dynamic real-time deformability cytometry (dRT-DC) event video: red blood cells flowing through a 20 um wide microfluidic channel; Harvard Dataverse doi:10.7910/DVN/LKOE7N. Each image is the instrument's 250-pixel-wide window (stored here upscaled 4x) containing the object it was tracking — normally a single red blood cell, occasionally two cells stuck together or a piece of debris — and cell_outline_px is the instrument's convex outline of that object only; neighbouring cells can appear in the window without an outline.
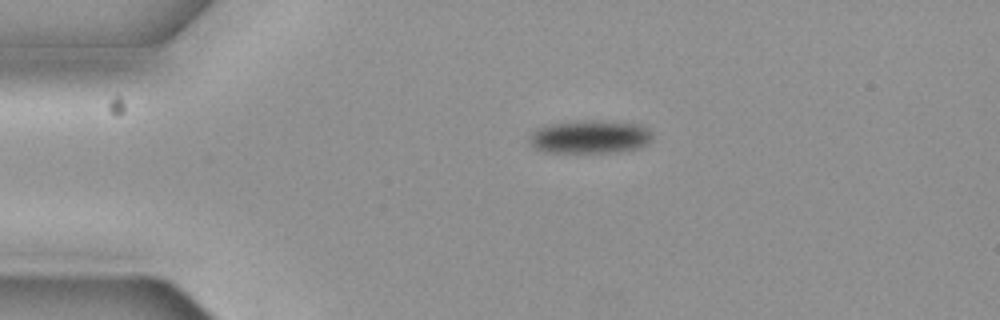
{"species": "common noctule bat (a hibernating species)", "species_latin": "Nyctalus noctula", "temperature_condition": "cold", "stored_images_in_passage": 4, "camera_frame_rate_fps": 3000, "um_per_image_px": 0.085, "animal": {"sex": "female", "body_mass_g": 19.3, "forearm_length_mm": 54.1}, "frame": {"image": 1, "passage_image": 1, "time_ms": 0.0, "image_size_px": [1000, 320], "cell_outline_px": [[652, 140], [648, 144], [640, 148], [616, 152], [544, 152], [532, 148], [528, 140], [528, 136], [536, 128], [552, 124], [588, 120], [640, 124], [648, 128], [652, 132]], "centroid_in_image_um": [50.14, 11.65], "position_along_channel_um": 34.9, "area_um2": 23.99}}
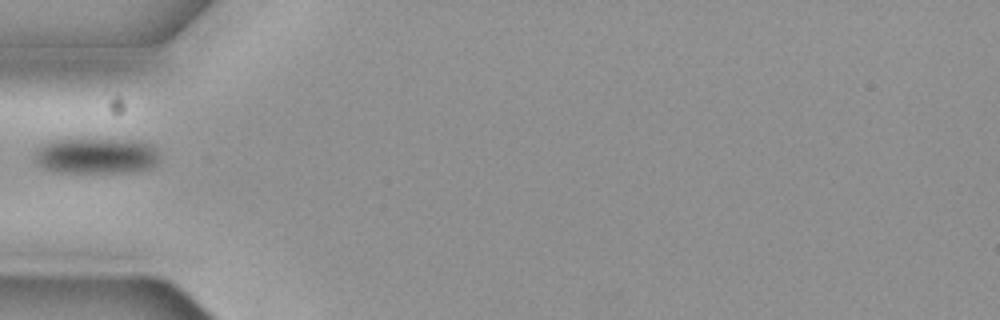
{"frame": {"image": 2, "passage_image": 3, "time_ms": 0.667, "image_size_px": [1000, 320], "cell_outline_px": [[160, 160], [152, 168], [124, 172], [56, 172], [44, 168], [36, 160], [36, 152], [44, 144], [52, 140], [80, 136], [140, 140], [152, 144], [156, 148], [160, 156]], "centroid_in_image_um": [8.25, 13.18], "position_along_channel_um": 76.7, "area_um2": 27.17}}